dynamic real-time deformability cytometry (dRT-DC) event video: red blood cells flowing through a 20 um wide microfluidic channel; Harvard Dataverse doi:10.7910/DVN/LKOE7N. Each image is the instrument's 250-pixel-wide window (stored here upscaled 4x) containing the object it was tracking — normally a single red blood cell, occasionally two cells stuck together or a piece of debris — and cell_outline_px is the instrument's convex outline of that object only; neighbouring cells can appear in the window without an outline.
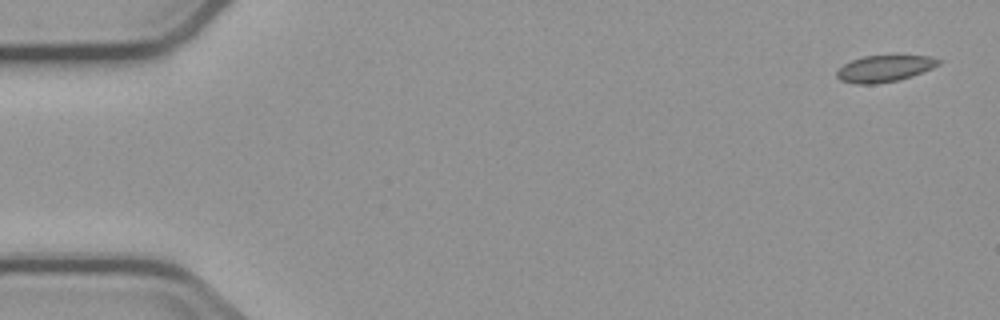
{"species": "common noctule bat (a hibernating species)", "species_latin": "Nyctalus noctula", "temperature_condition": "cold", "stored_images_in_passage": 6, "segment_of_instrument_passage": [1, 2], "camera_frame_rate_fps": 3000, "um_per_image_px": 0.085, "animal": {"sex": "male", "body_mass_g": 23.1, "forearm_length_mm": 52.7}, "frame": {"image": 1, "passage_image": 1, "time_ms": 0.0, "image_size_px": [1000, 320], "cell_outline_px": [[944, 60], [940, 64], [932, 68], [912, 76], [896, 80], [872, 84], [856, 84], [840, 80], [836, 76], [836, 72], [844, 64], [852, 60], [864, 56], [928, 56]], "centroid_in_image_um": [75.19, 5.82], "position_along_channel_um": 9.8, "area_um2": 15.55}}
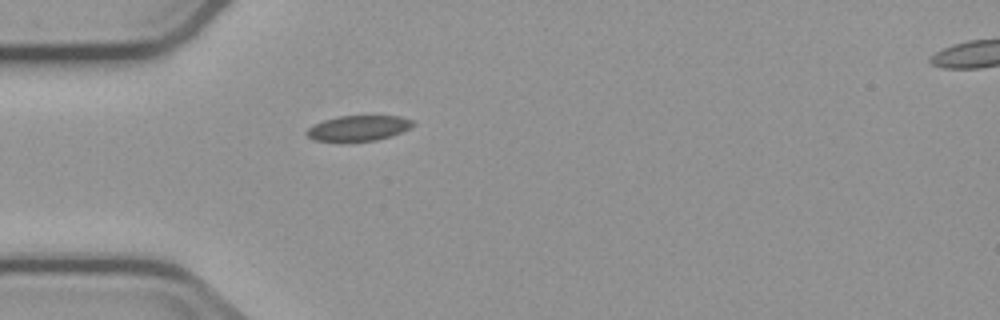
{"frame": {"image": 2, "passage_image": 5, "time_ms": 4.667, "image_size_px": [1000, 320], "cell_outline_px": [[416, 124], [400, 132], [376, 140], [316, 140], [308, 136], [304, 132], [308, 128], [324, 120], [340, 116], [400, 116], [412, 120]], "centroid_in_image_um": [30.48, 10.87], "position_along_channel_um": 54.5, "area_um2": 15.14}}